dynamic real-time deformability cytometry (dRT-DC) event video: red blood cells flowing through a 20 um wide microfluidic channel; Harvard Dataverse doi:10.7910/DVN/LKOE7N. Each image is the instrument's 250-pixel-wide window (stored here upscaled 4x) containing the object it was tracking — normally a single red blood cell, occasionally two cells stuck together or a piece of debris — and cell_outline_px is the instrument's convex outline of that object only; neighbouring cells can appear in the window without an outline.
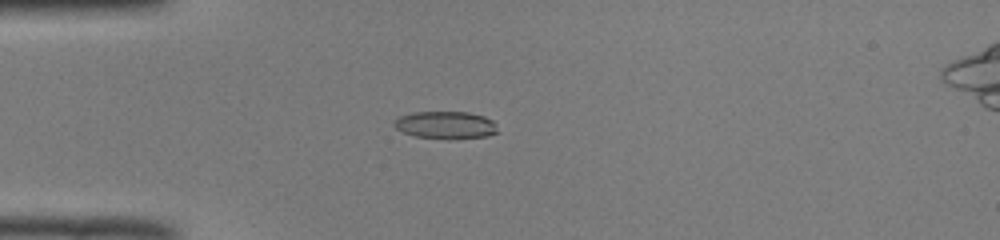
{"species": "common noctule bat (a hibernating species)", "species_latin": "Nyctalus noctula", "temperature_condition": "room temperature", "stored_images_in_passage": 49, "camera_frame_rate_fps": 3000, "um_per_image_px": 0.085, "animal": {"sex": "male", "body_mass_g": 19.0, "forearm_length_mm": 50.8}, "frame": {"image": 1, "passage_image": 12, "time_ms": 3.667, "image_size_px": [1000, 240], "cell_outline_px": [[496, 132], [488, 136], [416, 136], [404, 132], [396, 128], [392, 124], [400, 116], [412, 112], [468, 112], [484, 116], [492, 120], [496, 124]], "centroid_in_image_um": [37.86, 10.57], "position_along_channel_um": 47.1, "area_um2": 15.61}}
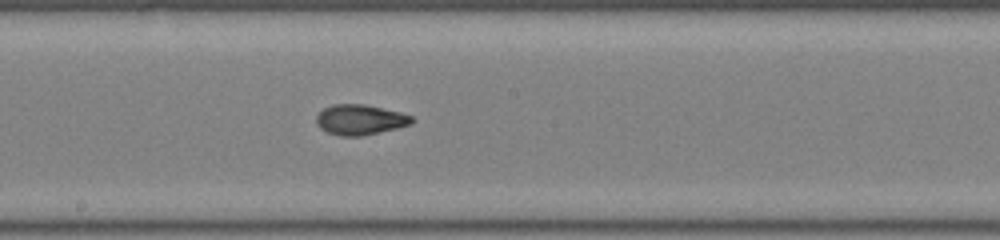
{"frame": {"image": 2, "passage_image": 26, "time_ms": 8.333, "image_size_px": [1000, 240], "cell_outline_px": [[416, 120], [412, 124], [396, 128], [360, 136], [340, 136], [328, 132], [320, 128], [316, 124], [316, 116], [324, 108], [332, 104], [364, 104], [400, 112], [412, 116]], "centroid_in_image_um": [30.61, 10.17], "position_along_channel_um": 217.6, "area_um2": 16.82}}
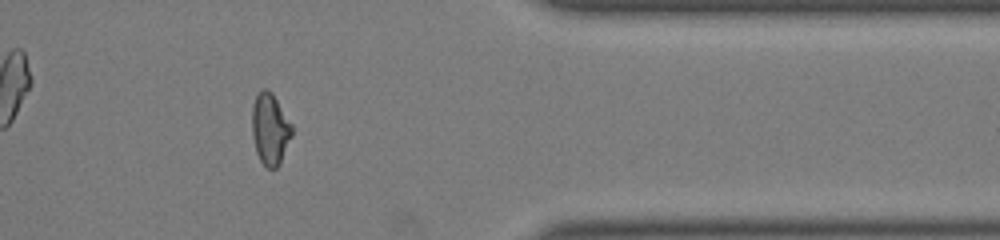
{"frame": {"image": 3, "passage_image": 40, "time_ms": 13.0, "image_size_px": [1000, 240], "cell_outline_px": [[292, 136], [280, 164], [276, 168], [268, 168], [260, 160], [256, 152], [252, 132], [252, 104], [260, 88], [268, 88], [272, 92], [292, 124]], "centroid_in_image_um": [22.96, 10.94], "position_along_channel_um": 388.4, "area_um2": 16.76}, "authors_computed_cell_mechanics": {"area_um2": 16.5886, "velocity_mm_per_s": 4.0115, "shape_relaxation_time_tau1_ms": null, "shape_relaxation_time_tau2_ms": 1.2356, "deformation_change_tau1": null, "deformation_change_tau2": 0.0706}}